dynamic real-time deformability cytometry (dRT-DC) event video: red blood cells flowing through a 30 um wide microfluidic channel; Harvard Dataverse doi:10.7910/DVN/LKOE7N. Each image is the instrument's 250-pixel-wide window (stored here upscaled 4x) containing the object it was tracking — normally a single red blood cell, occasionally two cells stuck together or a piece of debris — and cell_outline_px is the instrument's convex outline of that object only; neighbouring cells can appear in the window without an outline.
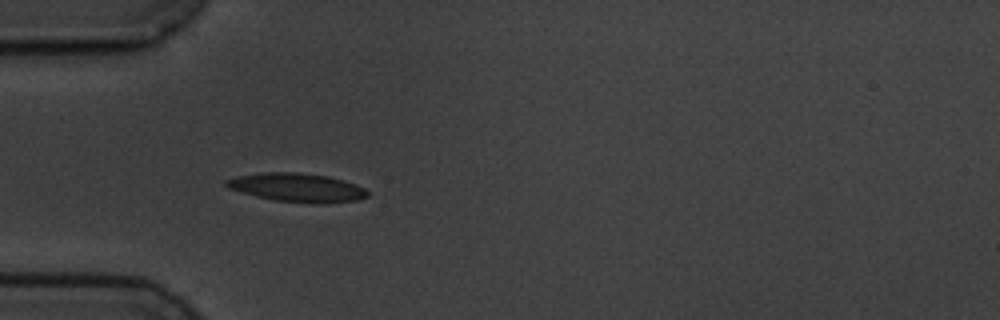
{"species": "common noctule bat (a hibernating species)", "species_latin": "Nyctalus noctula", "temperature_condition": "cold", "stored_images_in_passage": 14, "camera_frame_rate_fps": 3000, "um_per_image_px": 0.085, "animal": {"sex": "male", "body_mass_g": 19.5, "forearm_length_mm": 54.6}, "frame": {"image": 1, "passage_image": 7, "time_ms": 2.0, "image_size_px": [1000, 320], "cell_outline_px": [[368, 196], [356, 200], [324, 204], [276, 200], [256, 196], [228, 188], [224, 184], [224, 180], [236, 176], [264, 172], [296, 172], [328, 176], [344, 180], [356, 184], [364, 188], [368, 192]], "centroid_in_image_um": [25.25, 15.93], "position_along_channel_um": 59.7, "area_um2": 23.52}}
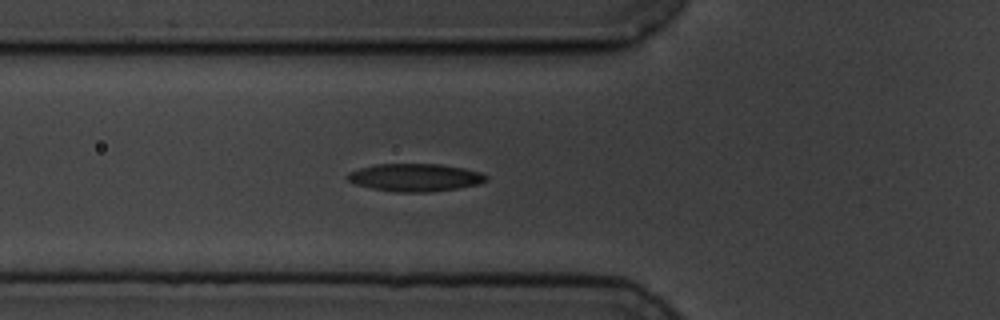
{"frame": {"image": 2, "passage_image": 10, "time_ms": 3.0, "image_size_px": [1000, 320], "cell_outline_px": [[488, 180], [480, 184], [456, 188], [428, 192], [396, 192], [372, 188], [356, 184], [348, 180], [344, 176], [348, 172], [360, 168], [376, 164], [440, 164], [464, 168], [484, 172], [488, 176]], "centroid_in_image_um": [35.31, 15.08], "position_along_channel_um": 90.5, "area_um2": 22.54}}